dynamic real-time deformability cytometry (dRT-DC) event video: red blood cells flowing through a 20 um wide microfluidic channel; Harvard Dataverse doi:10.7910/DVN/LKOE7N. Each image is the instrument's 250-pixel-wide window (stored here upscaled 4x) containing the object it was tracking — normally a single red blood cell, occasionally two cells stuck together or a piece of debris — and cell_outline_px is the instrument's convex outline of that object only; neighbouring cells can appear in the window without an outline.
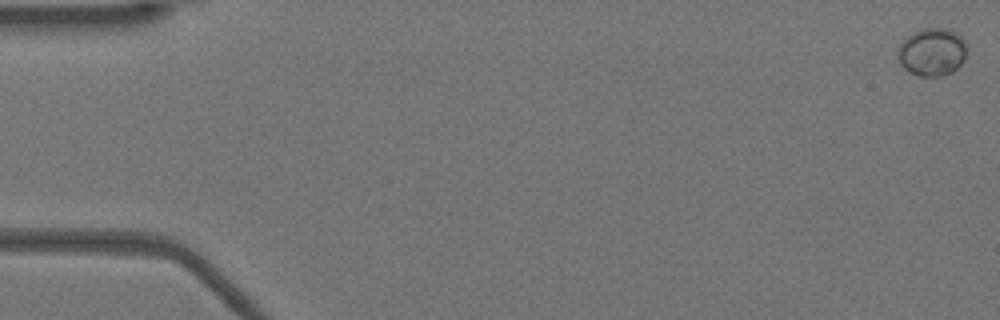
{"species": "Egyptian fruit bat (a non-hibernating species)", "species_latin": "Rousettus aegyptiacus", "temperature_condition": "warm", "stored_images_in_passage": 52, "camera_frame_rate_fps": 3000, "um_per_image_px": 0.085, "animal": {"sex": "female"}, "frame": {"image": 1, "passage_image": 1, "time_ms": 0.0, "image_size_px": [1000, 320], "cell_outline_px": [[968, 44], [964, 60], [952, 72], [940, 76], [920, 76], [908, 72], [900, 64], [896, 56], [900, 44], [912, 32], [920, 28], [944, 28], [956, 32]], "centroid_in_image_um": [79.22, 4.41], "position_along_channel_um": 5.8, "area_um2": 19.48}}
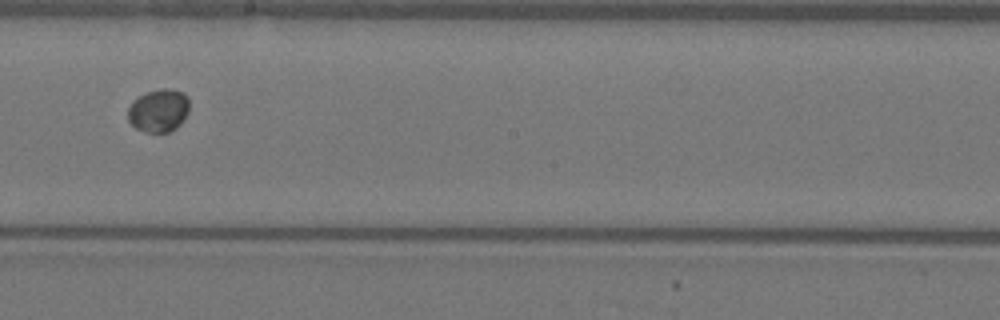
{"frame": {"image": 2, "passage_image": 30, "time_ms": 9.667, "image_size_px": [1000, 320], "cell_outline_px": [[188, 112], [184, 120], [176, 128], [168, 132], [144, 132], [136, 128], [128, 120], [128, 108], [132, 100], [148, 92], [164, 88], [172, 88], [184, 92], [188, 96]], "centroid_in_image_um": [13.5, 9.39], "position_along_channel_um": 234.7, "area_um2": 15.49}}
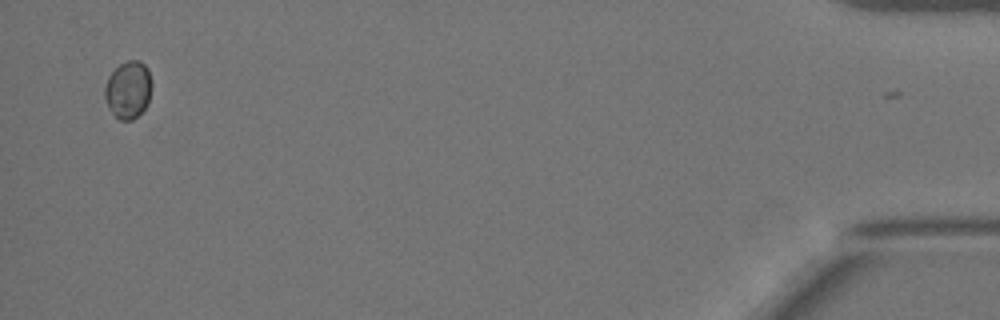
{"frame": {"image": 3, "passage_image": 51, "time_ms": 16.667, "image_size_px": [1000, 320], "cell_outline_px": [[152, 88], [148, 104], [132, 120], [120, 120], [112, 112], [104, 96], [104, 88], [108, 76], [120, 64], [128, 60], [140, 60], [148, 68], [152, 84]], "centroid_in_image_um": [10.92, 7.6], "position_along_channel_um": 424.3, "area_um2": 15.72}}